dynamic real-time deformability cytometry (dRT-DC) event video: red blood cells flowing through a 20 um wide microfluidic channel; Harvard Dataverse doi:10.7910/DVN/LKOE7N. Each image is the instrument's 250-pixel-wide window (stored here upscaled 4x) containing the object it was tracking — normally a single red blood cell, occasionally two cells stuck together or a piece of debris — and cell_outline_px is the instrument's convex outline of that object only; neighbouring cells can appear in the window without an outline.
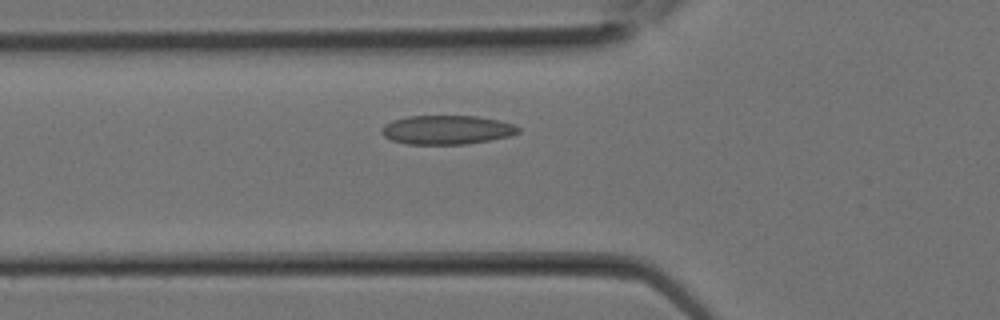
{"species": "Egyptian fruit bat (a non-hibernating species)", "species_latin": "Rousettus aegyptiacus", "temperature_condition": "room temperature", "stored_images_in_passage": 6, "camera_frame_rate_fps": 3000, "um_per_image_px": 0.085, "animal": {"sex": "female"}, "frame": {"image": 1, "passage_image": 4, "time_ms": 1.0, "image_size_px": [1000, 320], "cell_outline_px": [[520, 132], [508, 136], [488, 140], [464, 144], [408, 144], [392, 140], [384, 136], [380, 132], [380, 128], [384, 124], [392, 120], [408, 116], [476, 116], [500, 120], [512, 124], [520, 128]], "centroid_in_image_um": [37.94, 11.03], "position_along_channel_um": 87.9, "area_um2": 23.06}}
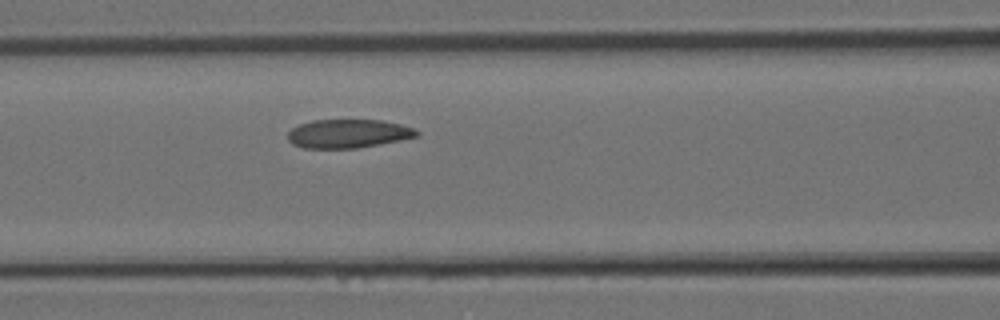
{"frame": {"image": 2, "passage_image": 6, "time_ms": 1.667, "image_size_px": [1000, 320], "cell_outline_px": [[420, 136], [380, 144], [356, 148], [304, 148], [292, 144], [288, 140], [288, 132], [292, 128], [300, 124], [312, 120], [384, 120], [400, 124], [412, 128], [420, 132]], "centroid_in_image_um": [29.6, 11.36], "position_along_channel_um": 137.0, "area_um2": 21.56}}